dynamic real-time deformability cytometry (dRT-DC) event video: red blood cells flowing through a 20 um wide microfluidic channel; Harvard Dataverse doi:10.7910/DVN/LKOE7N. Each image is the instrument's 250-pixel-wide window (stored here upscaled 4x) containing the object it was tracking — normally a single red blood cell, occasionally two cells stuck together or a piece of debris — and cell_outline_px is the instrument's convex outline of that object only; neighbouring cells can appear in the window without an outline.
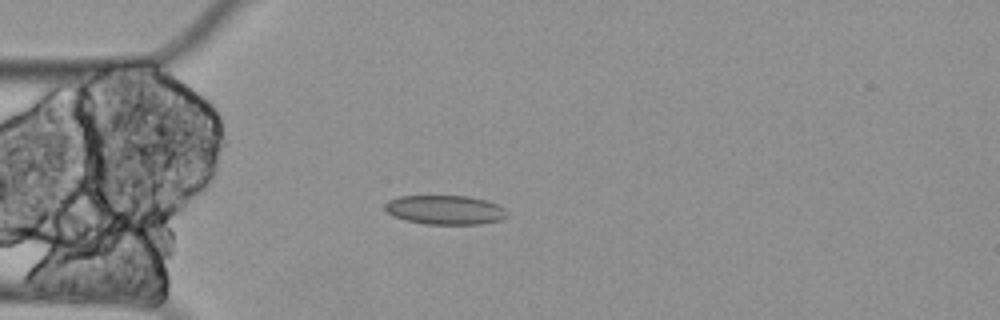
{"species": "Egyptian fruit bat (a non-hibernating species)", "species_latin": "Rousettus aegyptiacus", "temperature_condition": "cold", "stored_images_in_passage": 3, "segment_of_instrument_passage": [1, 2], "camera_frame_rate_fps": 3000, "um_per_image_px": 0.085, "animal": {"sex": "female"}, "frame": {"image": 1, "passage_image": 2, "time_ms": 0.333, "image_size_px": [1000, 320], "cell_outline_px": [[508, 216], [500, 220], [480, 224], [424, 224], [392, 216], [384, 208], [384, 204], [388, 200], [400, 196], [468, 196], [484, 200], [496, 204], [504, 208]], "centroid_in_image_um": [37.81, 17.84], "position_along_channel_um": 47.2, "area_um2": 20.69}}